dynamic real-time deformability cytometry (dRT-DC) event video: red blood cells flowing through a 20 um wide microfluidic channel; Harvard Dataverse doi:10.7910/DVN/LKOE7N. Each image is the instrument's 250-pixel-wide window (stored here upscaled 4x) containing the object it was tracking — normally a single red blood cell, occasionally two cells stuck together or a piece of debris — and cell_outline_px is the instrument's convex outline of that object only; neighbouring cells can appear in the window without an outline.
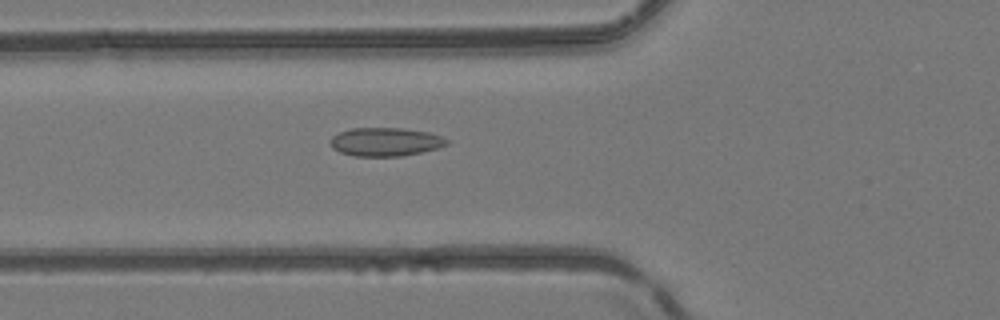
{"species": "common noctule bat (a hibernating species)", "species_latin": "Nyctalus noctula", "temperature_condition": "room temperature", "stored_images_in_passage": 35, "camera_frame_rate_fps": 3000, "um_per_image_px": 0.085, "animal": {"sex": "female", "body_mass_g": 24.6, "forearm_length_mm": 56.2}, "frame": {"image": 1, "passage_image": 7, "time_ms": 2.0, "image_size_px": [1000, 320], "cell_outline_px": [[448, 144], [436, 148], [420, 152], [400, 156], [352, 156], [340, 152], [332, 148], [328, 140], [332, 136], [340, 132], [352, 128], [404, 128], [428, 132], [440, 136], [448, 140]], "centroid_in_image_um": [32.71, 12.05], "position_along_channel_um": 93.1, "area_um2": 19.31}}
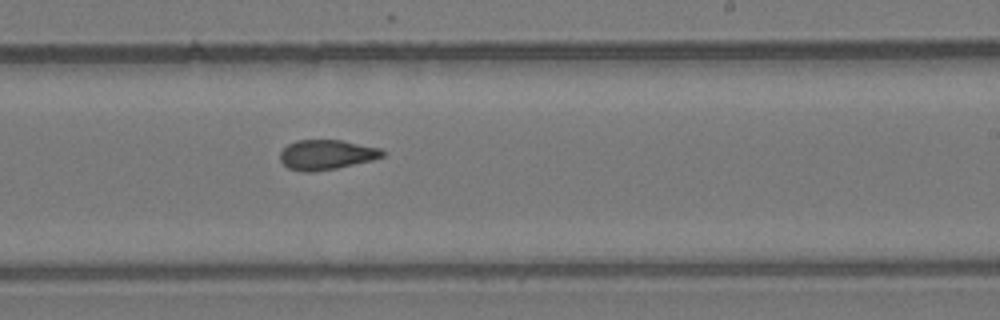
{"frame": {"image": 2, "passage_image": 19, "time_ms": 6.0, "image_size_px": [1000, 320], "cell_outline_px": [[388, 152], [384, 156], [372, 160], [336, 168], [316, 172], [300, 172], [288, 168], [280, 160], [280, 152], [288, 144], [296, 140], [340, 140], [380, 148]], "centroid_in_image_um": [27.75, 13.16], "position_along_channel_um": 261.3, "area_um2": 17.92}}
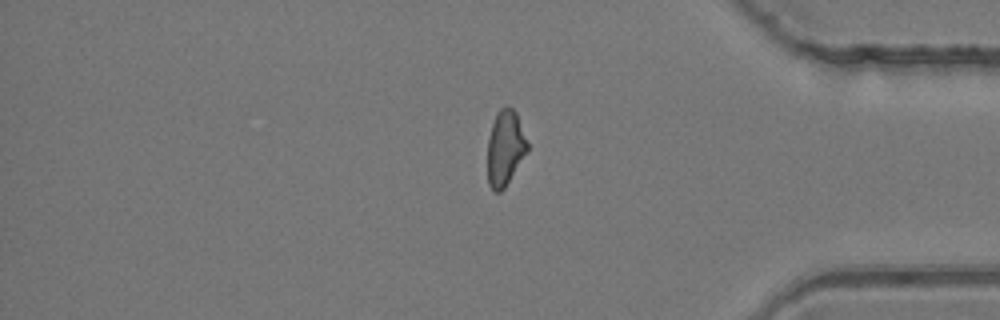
{"frame": {"image": 3, "passage_image": 30, "time_ms": 9.667, "image_size_px": [1000, 320], "cell_outline_px": [[528, 152], [504, 188], [500, 192], [492, 192], [488, 184], [488, 140], [492, 124], [496, 112], [500, 108], [508, 104], [516, 112], [528, 144]], "centroid_in_image_um": [42.94, 12.58], "position_along_channel_um": 392.3, "area_um2": 17.63}, "authors_computed_cell_mechanics": {"area_um2": 18.207, "velocity_mm_per_s": 4.2085, "shape_relaxation_time_tau1_ms": null, "shape_relaxation_time_tau2_ms": 2.6528, "deformation_change_tau1": null, "deformation_change_tau2": 0.0816}}